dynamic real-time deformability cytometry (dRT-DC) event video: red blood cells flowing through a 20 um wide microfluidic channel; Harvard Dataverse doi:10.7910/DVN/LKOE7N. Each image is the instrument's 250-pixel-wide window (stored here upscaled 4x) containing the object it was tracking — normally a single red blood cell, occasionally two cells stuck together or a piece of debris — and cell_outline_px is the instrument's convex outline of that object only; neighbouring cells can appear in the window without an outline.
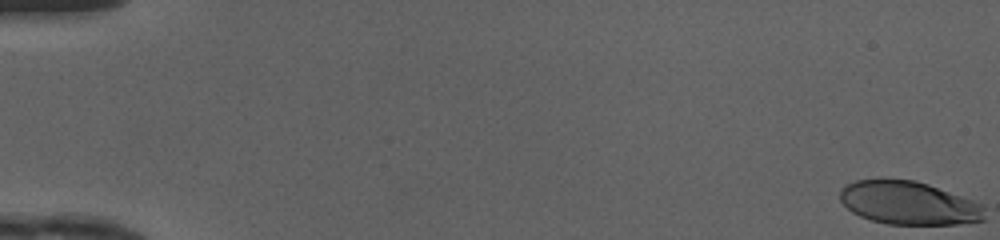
{"species": "human", "species_latin": "Homo sapiens", "temperature_condition": "cold", "stored_images_in_passage": 48, "camera_frame_rate_fps": 3000, "um_per_image_px": 0.085, "donor": {"sex": "female"}, "frame": {"image": 1, "passage_image": 1, "time_ms": 0.0, "image_size_px": [1000, 240], "cell_outline_px": [[984, 220], [956, 224], [888, 224], [872, 220], [860, 216], [852, 212], [840, 200], [840, 192], [844, 184], [856, 180], [916, 180], [928, 184], [972, 200], [980, 204], [984, 208]], "centroid_in_image_um": [77.22, 17.26], "position_along_channel_um": 7.8, "area_um2": 36.07}}
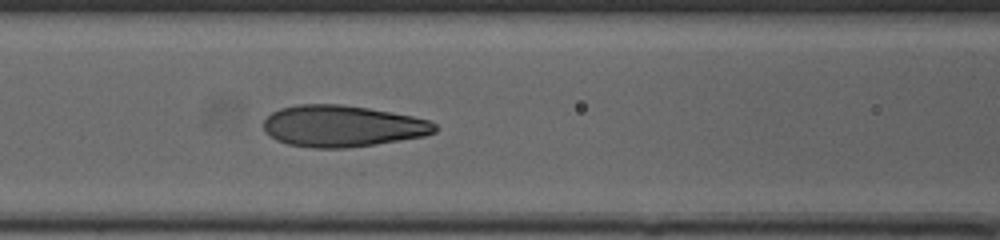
{"frame": {"image": 2, "passage_image": 23, "time_ms": 7.333, "image_size_px": [1000, 240], "cell_outline_px": [[436, 132], [424, 136], [376, 144], [344, 148], [312, 148], [288, 144], [276, 140], [264, 132], [264, 120], [272, 112], [280, 108], [296, 104], [340, 104], [368, 108], [392, 112], [412, 116], [428, 120], [436, 124]], "centroid_in_image_um": [29.07, 10.71], "position_along_channel_um": 137.5, "area_um2": 41.5}}
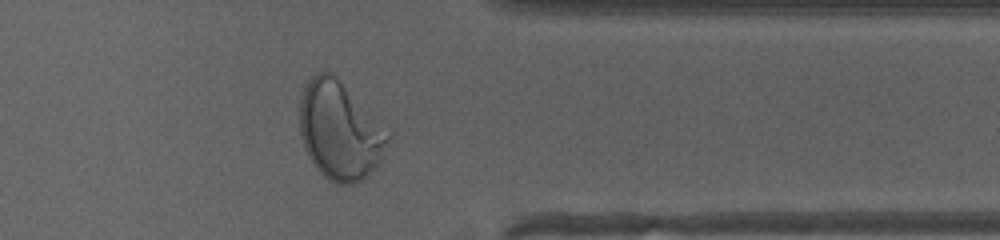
{"frame": {"image": 3, "passage_image": 41, "time_ms": 13.333, "image_size_px": [1000, 240], "cell_outline_px": [[392, 136], [376, 168], [364, 180], [356, 184], [336, 184], [328, 180], [320, 172], [308, 156], [304, 148], [300, 136], [300, 92], [308, 76], [316, 72], [332, 72], [392, 132]], "centroid_in_image_um": [28.89, 11.09], "position_along_channel_um": 382.5, "area_um2": 51.5}}